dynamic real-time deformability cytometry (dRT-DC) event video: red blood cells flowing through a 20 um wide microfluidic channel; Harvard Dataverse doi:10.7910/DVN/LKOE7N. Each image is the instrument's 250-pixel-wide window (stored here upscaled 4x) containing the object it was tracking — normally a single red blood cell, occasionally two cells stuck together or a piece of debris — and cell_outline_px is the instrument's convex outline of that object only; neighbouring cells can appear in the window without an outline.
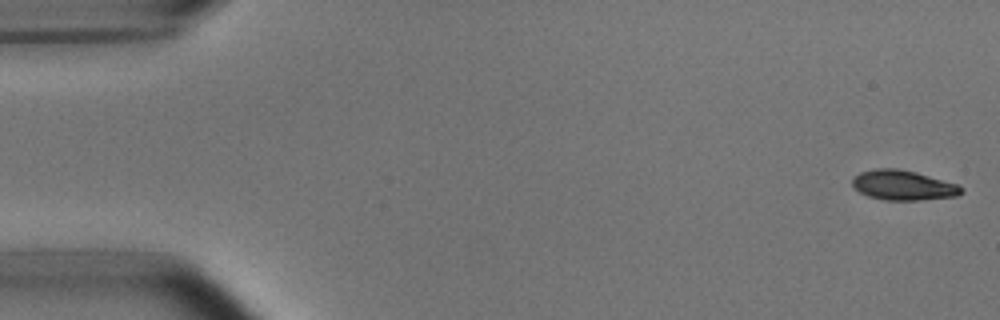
{"species": "common noctule bat (a hibernating species)", "species_latin": "Nyctalus noctula", "temperature_condition": "room temperature", "stored_images_in_passage": 11, "camera_frame_rate_fps": 3000, "um_per_image_px": 0.085, "animal": {"sex": "male", "body_mass_g": 15.6}, "frame": {"image": 1, "passage_image": 2, "time_ms": 0.333, "image_size_px": [1000, 320], "cell_outline_px": [[956, 192], [932, 196], [884, 196], [876, 172], [904, 172], [920, 176], [956, 188]], "centroid_in_image_um": [77.42, 15.75], "position_along_channel_um": 7.6, "area_um2": 10.0}}